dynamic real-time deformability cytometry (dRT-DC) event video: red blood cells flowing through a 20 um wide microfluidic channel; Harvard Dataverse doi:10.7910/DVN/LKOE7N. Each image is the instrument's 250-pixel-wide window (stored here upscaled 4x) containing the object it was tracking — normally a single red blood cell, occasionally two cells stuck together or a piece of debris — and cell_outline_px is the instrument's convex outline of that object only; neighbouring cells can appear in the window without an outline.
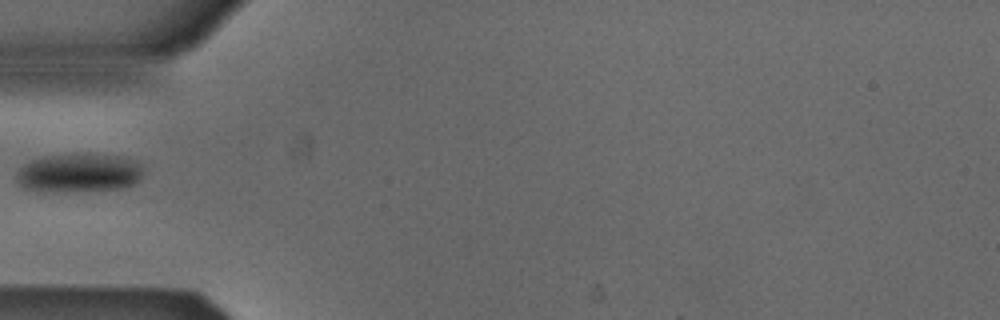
{"species": "Egyptian fruit bat (a non-hibernating species)", "species_latin": "Rousettus aegyptiacus", "temperature_condition": "cold", "stored_images_in_passage": 2, "camera_frame_rate_fps": 3000, "um_per_image_px": 0.085, "animal": {"sex": "male"}, "frame": {"image": 1, "passage_image": 1, "time_ms": 0.0, "image_size_px": [1000, 320], "cell_outline_px": [[140, 180], [136, 184], [120, 188], [60, 192], [36, 192], [24, 188], [16, 180], [16, 172], [28, 160], [44, 156], [72, 152], [88, 152], [120, 156], [132, 160], [140, 164]], "centroid_in_image_um": [6.63, 14.67], "position_along_channel_um": 78.4, "area_um2": 29.48}}